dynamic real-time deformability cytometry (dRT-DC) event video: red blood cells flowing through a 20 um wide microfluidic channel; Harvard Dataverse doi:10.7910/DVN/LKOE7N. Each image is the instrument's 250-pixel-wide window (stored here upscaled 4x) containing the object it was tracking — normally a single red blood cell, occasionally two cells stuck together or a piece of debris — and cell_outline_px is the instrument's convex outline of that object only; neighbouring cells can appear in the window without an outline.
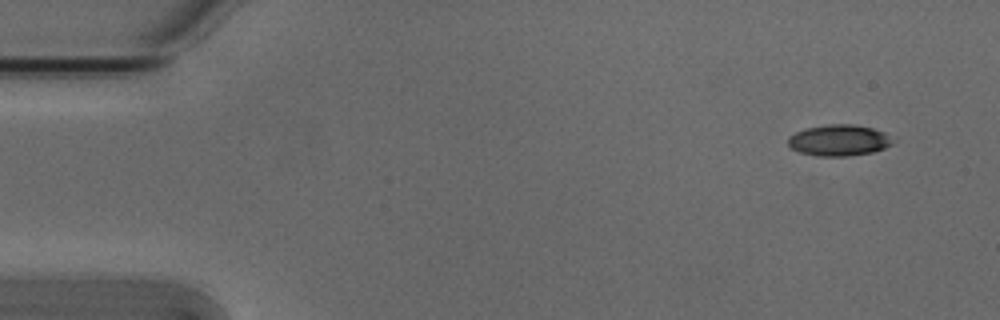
{"species": "Egyptian fruit bat (a non-hibernating species)", "species_latin": "Rousettus aegyptiacus", "temperature_condition": "cold", "stored_images_in_passage": 4, "camera_frame_rate_fps": 3000, "um_per_image_px": 0.085, "animal": {"sex": "male"}, "frame": {"image": 1, "passage_image": 1, "time_ms": 0.0, "image_size_px": [1000, 320], "cell_outline_px": [[896, 140], [892, 144], [884, 148], [872, 152], [844, 156], [816, 156], [800, 152], [792, 148], [788, 144], [788, 136], [804, 128], [828, 124], [852, 124], [872, 128], [884, 132]], "centroid_in_image_um": [71.31, 11.92], "position_along_channel_um": 13.7, "area_um2": 19.07}}
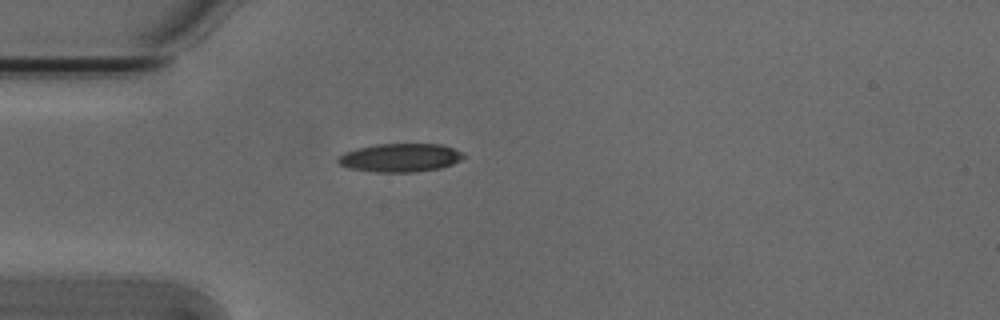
{"frame": {"image": 2, "passage_image": 4, "time_ms": 1.0, "image_size_px": [1000, 320], "cell_outline_px": [[464, 156], [460, 160], [452, 164], [440, 168], [412, 172], [376, 172], [348, 168], [340, 164], [336, 160], [344, 152], [376, 144], [440, 144], [464, 152]], "centroid_in_image_um": [34.02, 13.4], "position_along_channel_um": 51.0, "area_um2": 20.63}}